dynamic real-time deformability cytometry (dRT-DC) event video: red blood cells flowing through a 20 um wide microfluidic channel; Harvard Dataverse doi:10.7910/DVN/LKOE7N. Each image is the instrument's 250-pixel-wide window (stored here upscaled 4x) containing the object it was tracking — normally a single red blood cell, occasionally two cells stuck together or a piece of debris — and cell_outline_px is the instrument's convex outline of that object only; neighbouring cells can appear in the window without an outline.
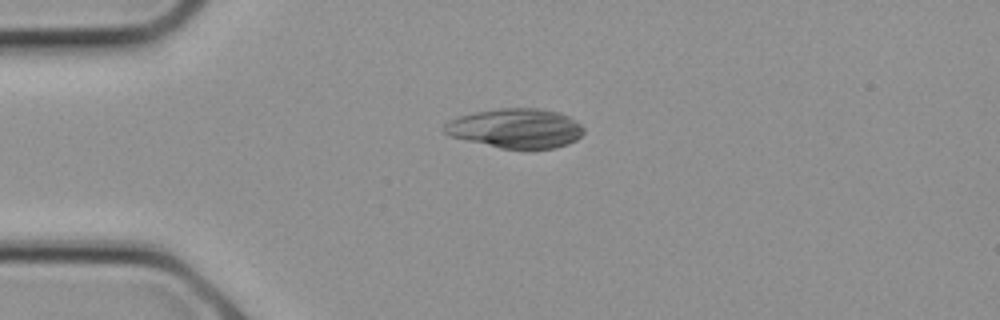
{"species": "common noctule bat (a hibernating species)", "species_latin": "Nyctalus noctula", "temperature_condition": "cold", "stored_images_in_passage": 9, "camera_frame_rate_fps": 3000, "um_per_image_px": 0.085, "animal": {"sex": "female", "body_mass_g": 21.9}, "frame": {"image": 1, "passage_image": 6, "time_ms": 1.667, "image_size_px": [1000, 320], "cell_outline_px": [[584, 132], [576, 140], [568, 144], [556, 148], [500, 148], [464, 140], [448, 136], [440, 128], [448, 120], [460, 116], [476, 112], [500, 108], [536, 108], [560, 112], [568, 116], [580, 124], [584, 128]], "centroid_in_image_um": [43.81, 10.91], "position_along_channel_um": 41.2, "area_um2": 32.19}}
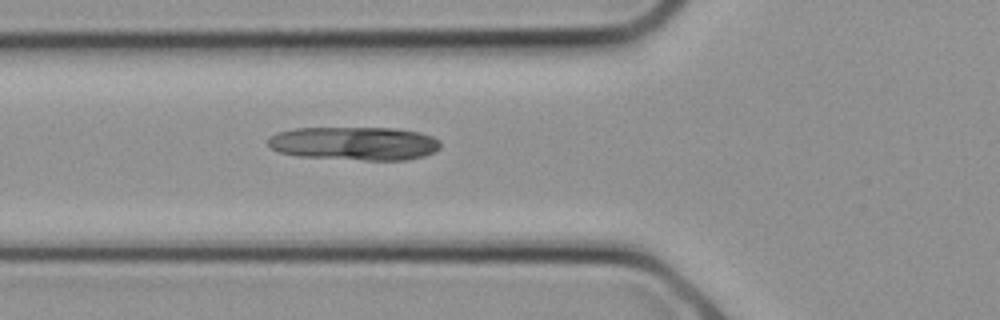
{"frame": {"image": 2, "passage_image": 9, "time_ms": 2.667, "image_size_px": [1000, 320], "cell_outline_px": [[440, 148], [424, 156], [408, 160], [364, 160], [296, 156], [276, 152], [268, 144], [268, 136], [276, 132], [296, 128], [396, 128], [420, 132], [432, 136], [440, 140]], "centroid_in_image_um": [30.11, 12.19], "position_along_channel_um": 95.7, "area_um2": 33.99}}